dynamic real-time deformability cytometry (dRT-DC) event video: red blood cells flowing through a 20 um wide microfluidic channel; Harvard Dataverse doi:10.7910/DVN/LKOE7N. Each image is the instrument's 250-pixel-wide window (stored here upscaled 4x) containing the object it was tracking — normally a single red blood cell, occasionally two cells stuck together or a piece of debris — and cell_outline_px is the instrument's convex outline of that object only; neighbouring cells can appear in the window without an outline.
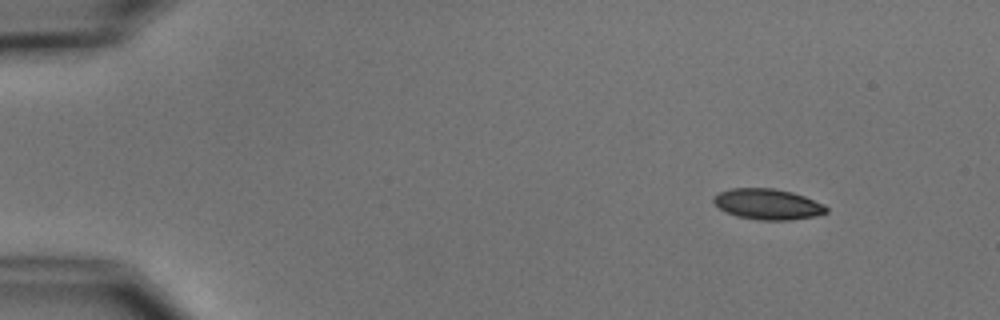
{"species": "common noctule bat (a hibernating species)", "species_latin": "Nyctalus noctula", "temperature_condition": "cold", "stored_images_in_passage": 5, "camera_frame_rate_fps": 3000, "um_per_image_px": 0.085, "animal": {"sex": "male", "body_mass_g": 15.6}, "frame": {"image": 1, "passage_image": 1, "time_ms": 0.0, "image_size_px": [1000, 320], "cell_outline_px": [[828, 212], [816, 216], [792, 220], [760, 220], [736, 216], [720, 208], [712, 200], [712, 196], [720, 192], [732, 188], [776, 188], [792, 192], [804, 196], [824, 204], [828, 208]], "centroid_in_image_um": [65.28, 17.35], "position_along_channel_um": 19.7, "area_um2": 20.23}}
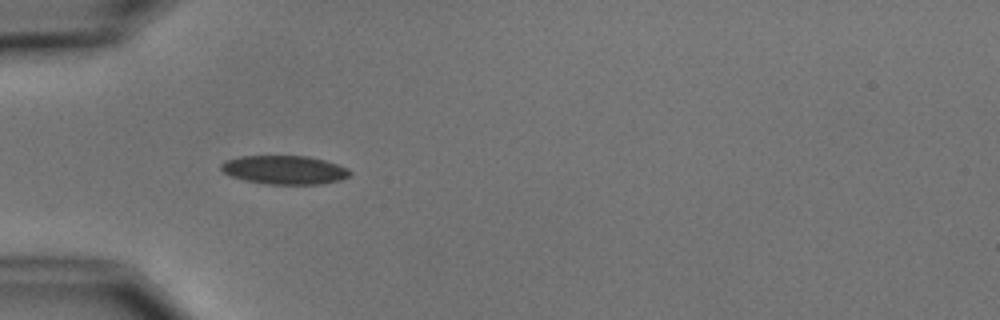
{"frame": {"image": 2, "passage_image": 4, "time_ms": 3.667, "image_size_px": [1000, 320], "cell_outline_px": [[352, 176], [340, 180], [320, 184], [268, 184], [244, 180], [232, 176], [224, 172], [220, 168], [220, 164], [224, 160], [240, 156], [308, 156], [324, 160], [348, 168], [352, 172]], "centroid_in_image_um": [24.19, 14.44], "position_along_channel_um": 60.8, "area_um2": 21.62}}